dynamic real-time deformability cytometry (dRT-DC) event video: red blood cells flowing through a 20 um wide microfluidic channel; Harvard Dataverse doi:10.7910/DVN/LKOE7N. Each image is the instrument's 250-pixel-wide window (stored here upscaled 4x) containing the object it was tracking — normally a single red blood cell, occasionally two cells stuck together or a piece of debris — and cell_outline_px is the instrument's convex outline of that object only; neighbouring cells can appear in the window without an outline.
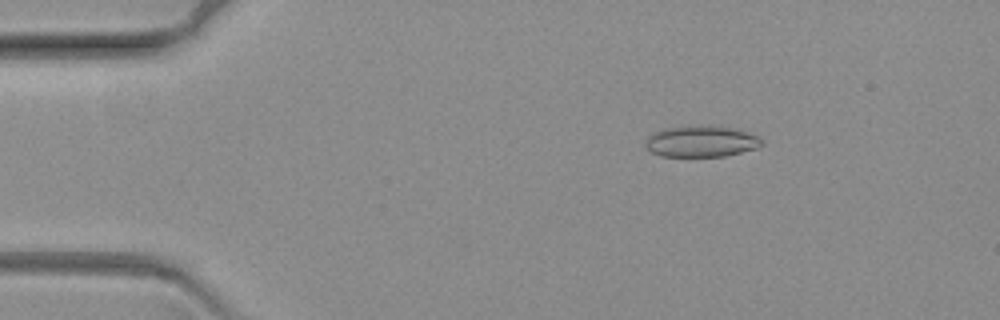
{"species": "common noctule bat (a hibernating species)", "species_latin": "Nyctalus noctula", "temperature_condition": "warm", "stored_images_in_passage": 67, "camera_frame_rate_fps": 3000, "um_per_image_px": 0.085, "animal": {"sex": "female", "body_mass_g": 19.3, "forearm_length_mm": 54.1}, "frame": {"image": 1, "passage_image": 10, "time_ms": 3.0, "image_size_px": [1000, 320], "cell_outline_px": [[764, 144], [756, 148], [724, 156], [660, 156], [644, 148], [644, 144], [648, 136], [664, 128], [728, 128], [744, 132], [756, 136], [764, 140]], "centroid_in_image_um": [59.56, 12.07], "position_along_channel_um": 25.4, "area_um2": 20.17}}
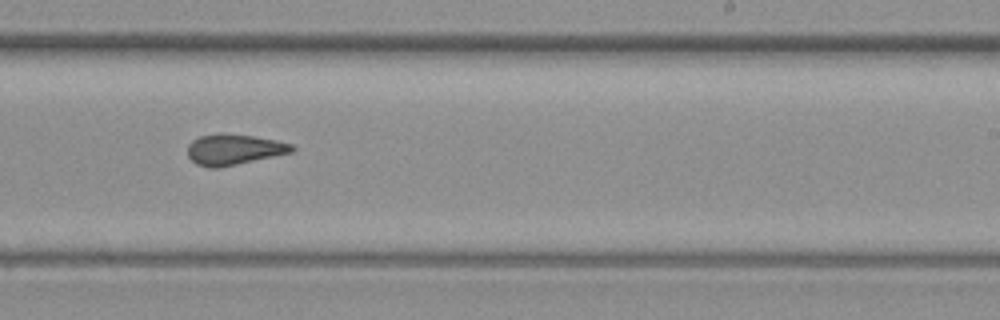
{"frame": {"image": 2, "passage_image": 41, "time_ms": 13.333, "image_size_px": [1000, 320], "cell_outline_px": [[296, 148], [292, 152], [220, 168], [208, 168], [196, 164], [188, 156], [188, 144], [192, 140], [200, 136], [252, 136], [276, 140], [292, 144]], "centroid_in_image_um": [19.89, 12.76], "position_along_channel_um": 269.1, "area_um2": 18.03}}
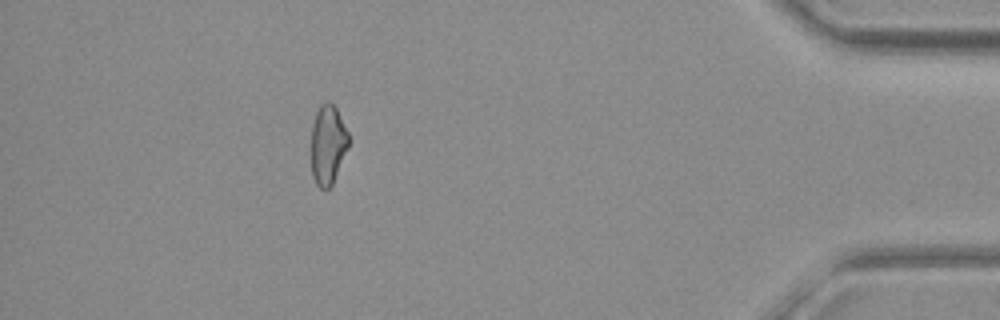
{"frame": {"image": 3, "passage_image": 60, "time_ms": 19.667, "image_size_px": [1000, 320], "cell_outline_px": [[348, 148], [332, 184], [328, 188], [320, 188], [316, 184], [312, 176], [312, 124], [316, 112], [320, 104], [324, 100], [328, 100], [336, 108], [348, 132]], "centroid_in_image_um": [27.86, 12.26], "position_along_channel_um": 407.3, "area_um2": 17.22}}